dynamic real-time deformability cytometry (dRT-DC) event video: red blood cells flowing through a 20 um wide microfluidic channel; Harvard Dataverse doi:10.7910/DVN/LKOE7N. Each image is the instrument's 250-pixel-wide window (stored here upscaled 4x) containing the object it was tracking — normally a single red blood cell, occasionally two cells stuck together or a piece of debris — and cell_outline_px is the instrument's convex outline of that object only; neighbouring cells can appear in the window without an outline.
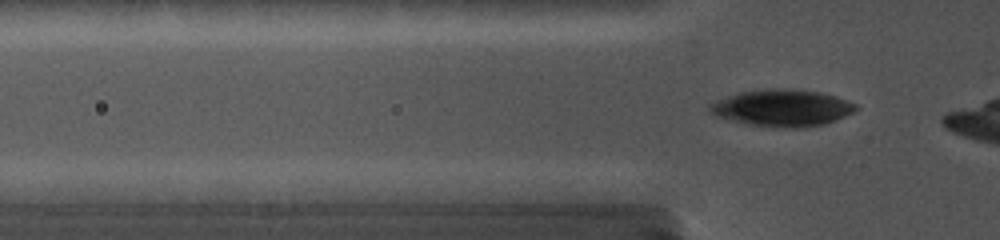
{"species": "common noctule bat (a hibernating species)", "species_latin": "Nyctalus noctula", "temperature_condition": "cold", "stored_images_in_passage": 43, "camera_frame_rate_fps": 5000, "um_per_image_px": 0.085, "animal": {"sex": "female", "body_mass_g": 19.0, "forearm_length_mm": 56.7}, "frame": {"image": 1, "passage_image": 3, "time_ms": 0.4, "image_size_px": [1000, 240], "cell_outline_px": [[860, 108], [836, 120], [824, 124], [804, 128], [780, 128], [748, 124], [716, 116], [708, 112], [708, 104], [716, 100], [740, 92], [768, 88], [784, 88], [820, 92], [836, 96], [856, 104]], "centroid_in_image_um": [66.48, 9.17], "position_along_channel_um": 59.3, "area_um2": 31.5}}
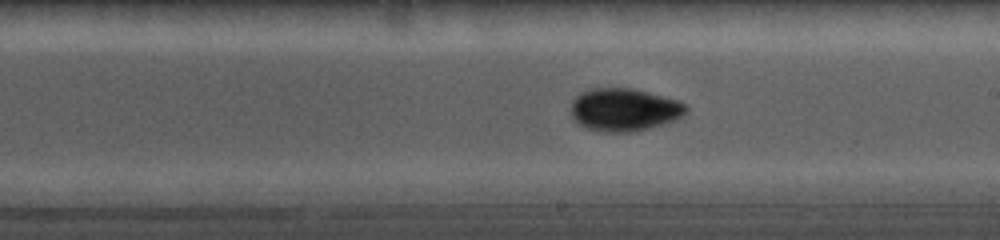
{"frame": {"image": 2, "passage_image": 22, "time_ms": 5.2, "image_size_px": [1000, 240], "cell_outline_px": [[688, 108], [680, 116], [672, 120], [648, 128], [628, 132], [604, 132], [588, 128], [580, 124], [572, 116], [572, 100], [580, 92], [588, 88], [632, 88], [648, 92], [676, 100], [684, 104]], "centroid_in_image_um": [53.0, 9.3], "position_along_channel_um": 236.0, "area_um2": 28.21}}
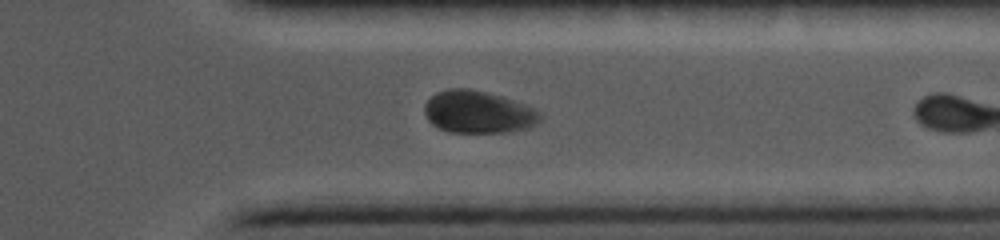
{"frame": {"image": 3, "passage_image": 37, "time_ms": 8.8, "image_size_px": [1000, 240], "cell_outline_px": [[544, 116], [536, 124], [528, 128], [512, 132], [448, 132], [436, 128], [428, 120], [424, 112], [424, 104], [436, 92], [448, 88], [468, 88], [500, 96], [524, 104], [540, 112]], "centroid_in_image_um": [40.63, 9.53], "position_along_channel_um": 370.8, "area_um2": 28.67}}